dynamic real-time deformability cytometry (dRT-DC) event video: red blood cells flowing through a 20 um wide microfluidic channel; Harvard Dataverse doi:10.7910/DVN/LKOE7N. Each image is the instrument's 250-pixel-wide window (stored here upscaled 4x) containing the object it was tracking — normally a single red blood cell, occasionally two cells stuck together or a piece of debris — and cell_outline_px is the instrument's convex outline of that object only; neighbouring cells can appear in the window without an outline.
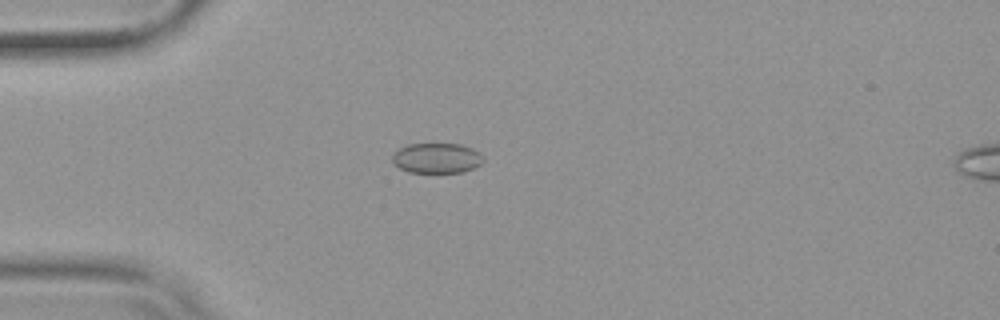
{"species": "common noctule bat (a hibernating species)", "species_latin": "Nyctalus noctula", "temperature_condition": "warm", "stored_images_in_passage": 53, "camera_frame_rate_fps": 3000, "um_per_image_px": 0.085, "animal": {"sex": "female", "body_mass_g": 19.9}, "frame": {"image": 1, "passage_image": 15, "time_ms": 4.667, "image_size_px": [1000, 320], "cell_outline_px": [[484, 160], [480, 164], [464, 172], [408, 172], [392, 164], [392, 152], [408, 144], [460, 144], [472, 148], [480, 152], [484, 156]], "centroid_in_image_um": [37.11, 13.43], "position_along_channel_um": 47.9, "area_um2": 16.13}}
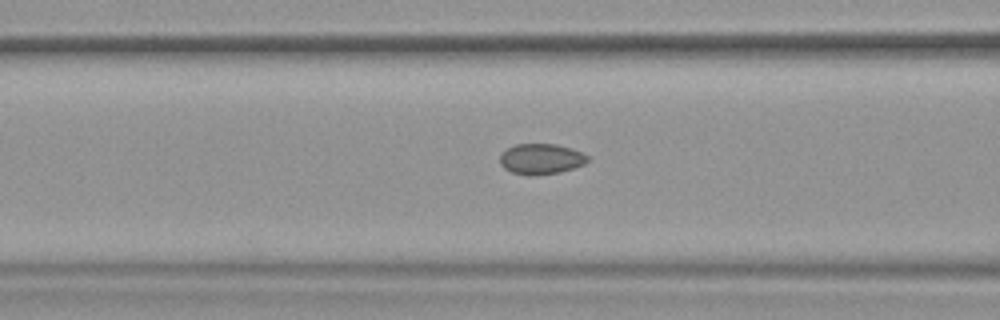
{"frame": {"image": 2, "passage_image": 22, "time_ms": 7.0, "image_size_px": [1000, 320], "cell_outline_px": [[588, 160], [584, 164], [560, 172], [532, 176], [528, 176], [512, 172], [504, 168], [500, 164], [500, 156], [508, 148], [516, 144], [556, 144], [572, 148], [588, 156]], "centroid_in_image_um": [45.98, 13.52], "position_along_channel_um": 120.6, "area_um2": 15.55}}
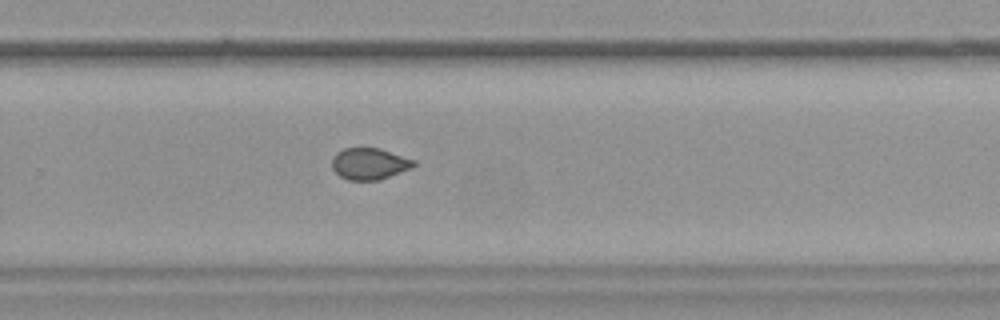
{"frame": {"image": 3, "passage_image": 36, "time_ms": 11.667, "image_size_px": [1000, 320], "cell_outline_px": [[416, 164], [412, 168], [380, 180], [348, 180], [340, 176], [332, 168], [332, 156], [336, 152], [344, 148], [380, 148], [416, 160]], "centroid_in_image_um": [31.41, 13.91], "position_along_channel_um": 298.4, "area_um2": 15.2}, "authors_computed_cell_mechanics": {"area_um2": 15.7794, "velocity_mm_per_s": 3.8237, "shape_relaxation_time_tau1_ms": null, "shape_relaxation_time_tau2_ms": 1.3779, "deformation_change_tau1": null, "deformation_change_tau2": 0.0473}}